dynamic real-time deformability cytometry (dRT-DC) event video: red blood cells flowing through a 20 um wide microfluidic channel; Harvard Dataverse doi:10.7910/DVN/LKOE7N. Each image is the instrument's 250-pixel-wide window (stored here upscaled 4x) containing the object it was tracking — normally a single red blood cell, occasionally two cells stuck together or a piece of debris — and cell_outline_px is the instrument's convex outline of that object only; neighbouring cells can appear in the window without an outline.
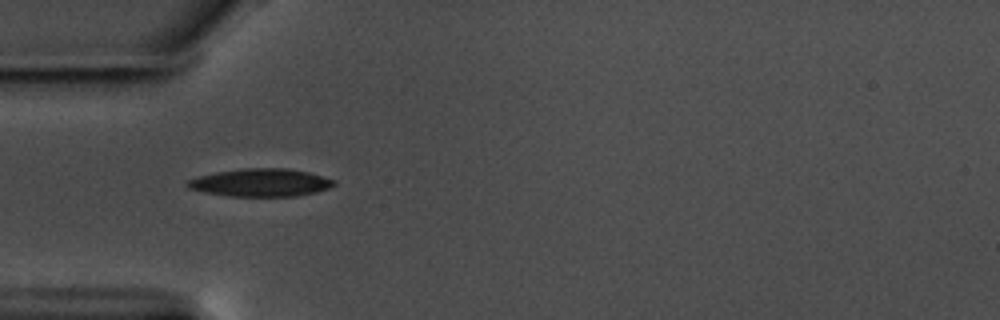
{"species": "common noctule bat (a hibernating species)", "species_latin": "Nyctalus noctula", "temperature_condition": "warm", "stored_images_in_passage": 34, "camera_frame_rate_fps": 3000, "um_per_image_px": 0.085, "animal": {"sex": "male", "body_mass_g": 17.5, "forearm_length_mm": 52.3}, "frame": {"image": 1, "passage_image": 1, "time_ms": 0.0, "image_size_px": [1000, 320], "cell_outline_px": [[336, 184], [328, 188], [316, 192], [296, 196], [228, 196], [204, 192], [188, 188], [184, 184], [188, 180], [200, 176], [216, 172], [244, 168], [288, 168], [308, 172], [336, 180]], "centroid_in_image_um": [22.16, 15.52], "position_along_channel_um": 62.8, "area_um2": 23.76}}
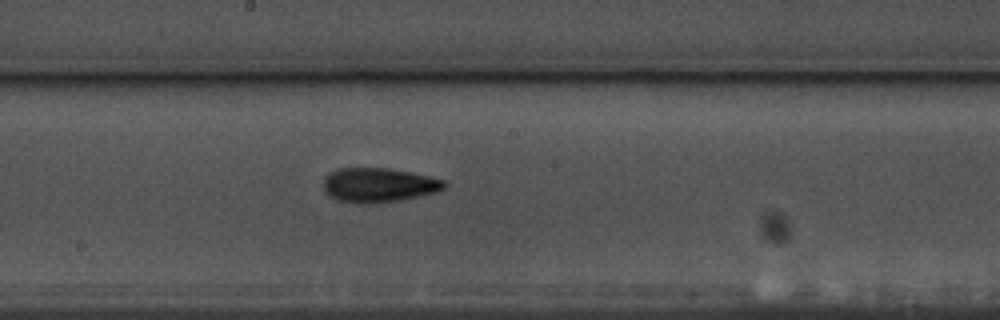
{"frame": {"image": 2, "passage_image": 14, "time_ms": 4.333, "image_size_px": [1000, 320], "cell_outline_px": [[448, 184], [444, 188], [436, 192], [400, 200], [376, 204], [360, 204], [336, 200], [324, 192], [324, 180], [332, 172], [340, 168], [388, 168], [428, 176], [444, 180]], "centroid_in_image_um": [32.18, 15.75], "position_along_channel_um": 216.0, "area_um2": 24.16}}
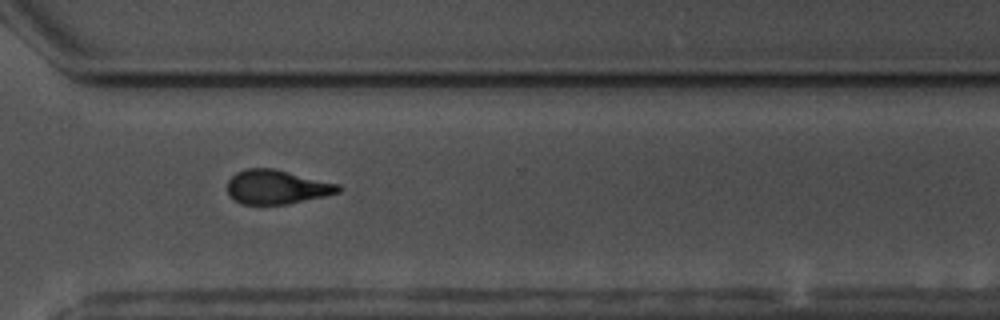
{"frame": {"image": 3, "passage_image": 25, "time_ms": 8.0, "image_size_px": [1000, 320], "cell_outline_px": [[344, 188], [340, 192], [324, 196], [288, 204], [240, 204], [228, 192], [228, 180], [236, 172], [244, 168], [272, 168], [340, 184]], "centroid_in_image_um": [23.55, 15.89], "position_along_channel_um": 347.1, "area_um2": 22.02}, "authors_computed_cell_mechanics": {"area_um2": 22.9177, "velocity_mm_per_s": 3.571, "shape_relaxation_time_tau1_ms": 3.5507, "shape_relaxation_time_tau2_ms": 3.1431, "deformation_change_tau1": 0.1564, "deformation_change_tau2": 0.1058}}